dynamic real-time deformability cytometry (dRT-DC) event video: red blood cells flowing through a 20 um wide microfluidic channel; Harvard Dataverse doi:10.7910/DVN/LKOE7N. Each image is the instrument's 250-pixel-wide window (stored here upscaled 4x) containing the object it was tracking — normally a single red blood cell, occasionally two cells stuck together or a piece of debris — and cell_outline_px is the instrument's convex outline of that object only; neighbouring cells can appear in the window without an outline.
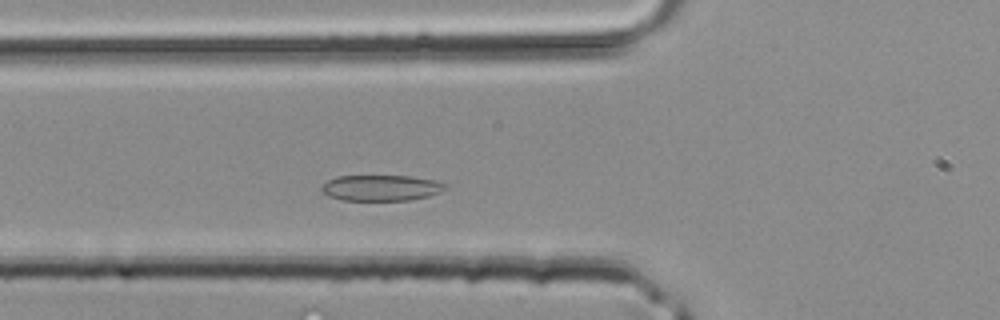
{"species": "common noctule bat (a hibernating species)", "species_latin": "Nyctalus noctula", "temperature_condition": "room temperature", "stored_images_in_passage": 31, "camera_frame_rate_fps": 3000, "um_per_image_px": 0.085, "animal": {"sex": "male", "body_mass_g": 20.4}, "frame": {"image": 1, "passage_image": 6, "time_ms": 1.667, "image_size_px": [1000, 320], "cell_outline_px": [[448, 188], [440, 192], [428, 196], [408, 200], [340, 200], [328, 196], [320, 192], [320, 188], [328, 180], [336, 176], [412, 176], [432, 180], [448, 184]], "centroid_in_image_um": [32.37, 15.97], "position_along_channel_um": 93.4, "area_um2": 18.73}}
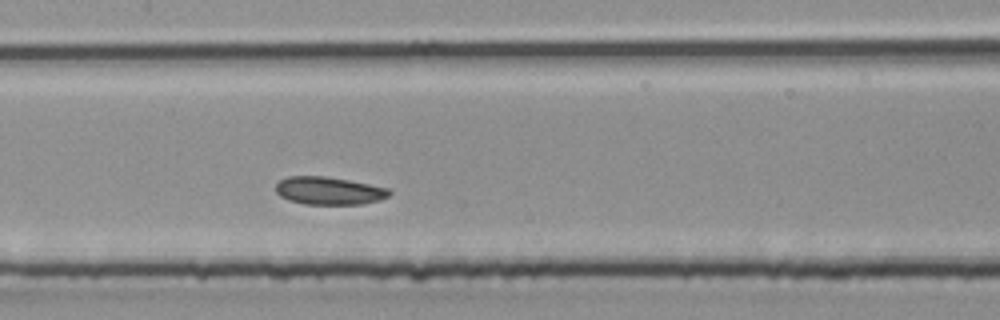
{"frame": {"image": 2, "passage_image": 11, "time_ms": 3.333, "image_size_px": [1000, 320], "cell_outline_px": [[392, 192], [388, 196], [380, 200], [364, 204], [304, 204], [288, 200], [280, 196], [276, 192], [276, 184], [280, 180], [288, 176], [324, 176], [348, 180], [388, 188]], "centroid_in_image_um": [27.95, 16.22], "position_along_channel_um": 179.5, "area_um2": 18.38}}
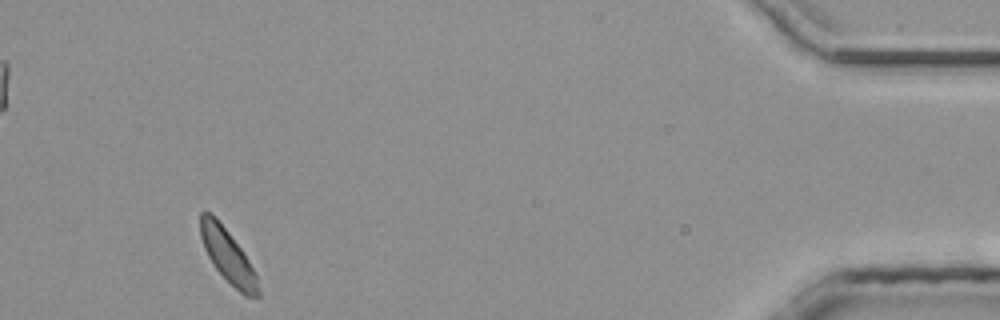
{"frame": {"image": 3, "passage_image": 29, "time_ms": 9.333, "image_size_px": [1000, 320], "cell_outline_px": [[260, 296], [244, 296], [216, 268], [208, 256], [204, 248], [200, 236], [200, 212], [212, 212], [228, 232], [240, 248], [248, 260], [256, 276], [260, 292]], "centroid_in_image_um": [19.34, 21.71], "position_along_channel_um": 415.9, "area_um2": 17.46}}